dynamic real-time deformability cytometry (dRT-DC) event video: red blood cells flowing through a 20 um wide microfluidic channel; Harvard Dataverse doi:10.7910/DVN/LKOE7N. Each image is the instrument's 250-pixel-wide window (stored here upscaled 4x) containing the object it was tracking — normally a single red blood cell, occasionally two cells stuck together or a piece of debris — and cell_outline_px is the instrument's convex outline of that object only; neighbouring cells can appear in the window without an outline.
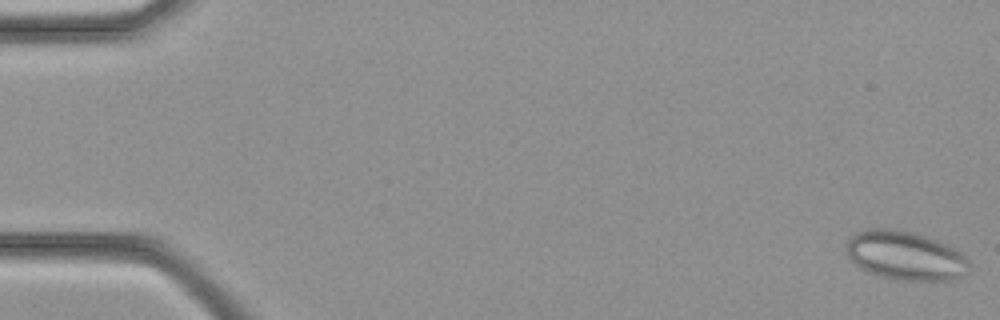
{"species": "common noctule bat (a hibernating species)", "species_latin": "Nyctalus noctula", "temperature_condition": "cold", "stored_images_in_passage": 36, "camera_frame_rate_fps": 3000, "um_per_image_px": 0.085, "animal": {"sex": "female", "body_mass_g": 21.9}, "frame": {"image": 1, "passage_image": 1, "time_ms": 0.0, "image_size_px": [1000, 320], "cell_outline_px": [[972, 264], [960, 276], [952, 280], [896, 280], [864, 272], [848, 256], [844, 244], [856, 232], [868, 228], [892, 228], [912, 232], [940, 240], [960, 252]], "centroid_in_image_um": [76.91, 21.72], "position_along_channel_um": 8.1, "area_um2": 35.32}}
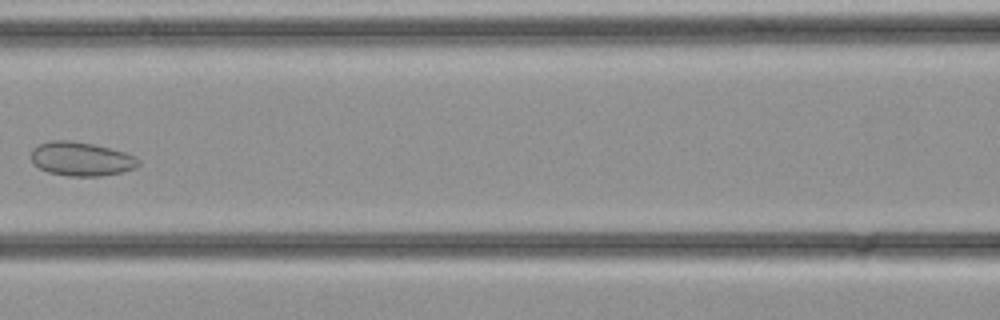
{"frame": {"image": 2, "passage_image": 17, "time_ms": 5.333, "image_size_px": [1000, 320], "cell_outline_px": [[140, 164], [136, 168], [120, 172], [100, 176], [68, 176], [48, 172], [32, 164], [32, 148], [40, 144], [52, 140], [72, 140], [92, 144], [124, 152], [136, 156], [140, 160]], "centroid_in_image_um": [6.9, 13.51], "position_along_channel_um": 159.7, "area_um2": 21.21}}
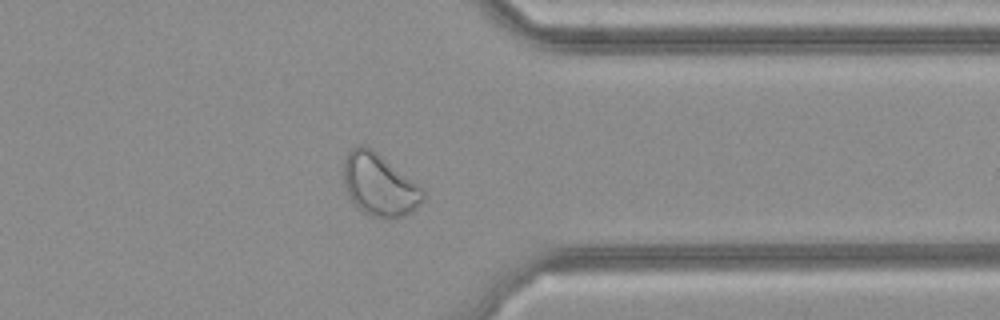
{"frame": {"image": 3, "passage_image": 29, "time_ms": 9.333, "image_size_px": [1000, 320], "cell_outline_px": [[424, 200], [412, 212], [404, 216], [384, 220], [372, 216], [356, 208], [348, 196], [344, 184], [344, 160], [348, 152], [352, 148], [360, 144], [364, 144], [372, 148], [416, 184], [424, 192]], "centroid_in_image_um": [32.21, 15.74], "position_along_channel_um": 379.2, "area_um2": 28.78}}